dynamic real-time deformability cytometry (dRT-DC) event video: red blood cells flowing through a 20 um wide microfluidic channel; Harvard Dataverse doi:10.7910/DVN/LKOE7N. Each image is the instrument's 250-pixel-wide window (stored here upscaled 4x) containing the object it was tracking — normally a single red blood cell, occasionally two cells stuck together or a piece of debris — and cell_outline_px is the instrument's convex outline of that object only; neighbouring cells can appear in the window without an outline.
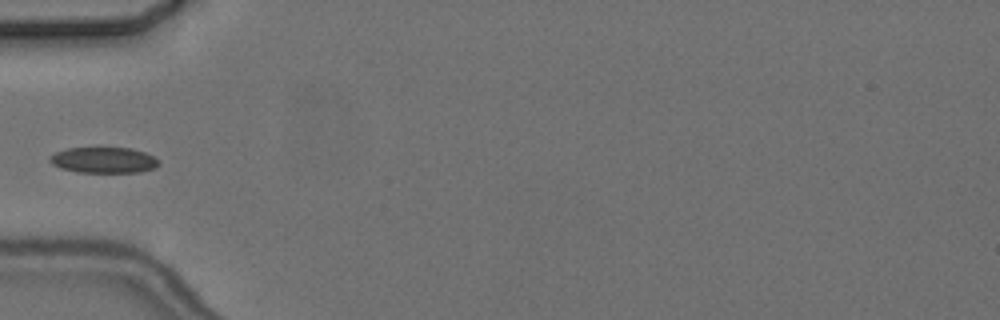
{"species": "common noctule bat (a hibernating species)", "species_latin": "Nyctalus noctula", "temperature_condition": "cold", "stored_images_in_passage": 8, "camera_frame_rate_fps": 3000, "um_per_image_px": 0.085, "animal": {"sex": "female", "body_mass_g": 24.6, "forearm_length_mm": 56.2}, "frame": {"image": 1, "passage_image": 5, "time_ms": 4.667, "image_size_px": [1000, 320], "cell_outline_px": [[160, 164], [156, 168], [140, 172], [76, 172], [60, 168], [52, 164], [48, 160], [48, 156], [56, 152], [68, 148], [100, 144], [132, 148], [144, 152], [160, 160]], "centroid_in_image_um": [8.8, 13.55], "position_along_channel_um": 76.2, "area_um2": 17.46}}
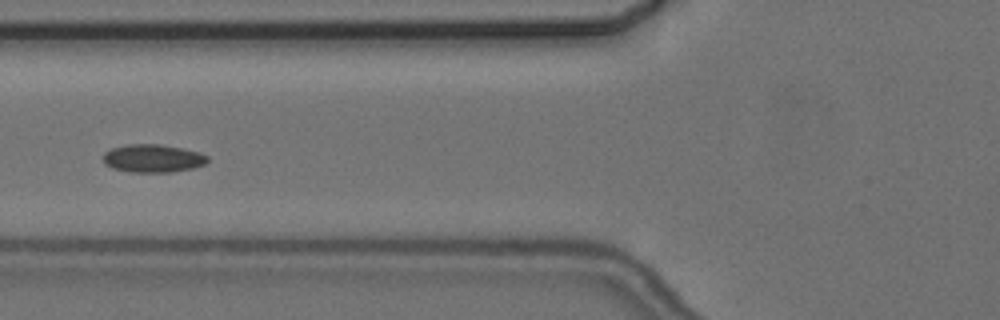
{"frame": {"image": 2, "passage_image": 6, "time_ms": 5.667, "image_size_px": [1000, 320], "cell_outline_px": [[208, 160], [204, 164], [192, 168], [172, 172], [128, 172], [112, 168], [104, 164], [104, 152], [112, 148], [128, 144], [160, 144], [200, 152], [208, 156]], "centroid_in_image_um": [12.98, 13.46], "position_along_channel_um": 112.8, "area_um2": 17.05}}
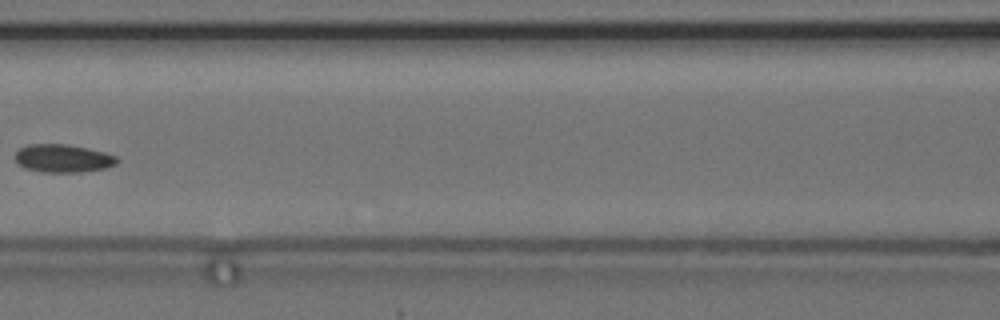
{"frame": {"image": 3, "passage_image": 7, "time_ms": 7.0, "image_size_px": [1000, 320], "cell_outline_px": [[120, 160], [116, 164], [104, 168], [80, 172], [40, 172], [24, 168], [16, 160], [16, 152], [20, 148], [28, 144], [68, 144], [88, 148], [104, 152], [116, 156]], "centroid_in_image_um": [5.36, 13.46], "position_along_channel_um": 161.2, "area_um2": 16.65}}